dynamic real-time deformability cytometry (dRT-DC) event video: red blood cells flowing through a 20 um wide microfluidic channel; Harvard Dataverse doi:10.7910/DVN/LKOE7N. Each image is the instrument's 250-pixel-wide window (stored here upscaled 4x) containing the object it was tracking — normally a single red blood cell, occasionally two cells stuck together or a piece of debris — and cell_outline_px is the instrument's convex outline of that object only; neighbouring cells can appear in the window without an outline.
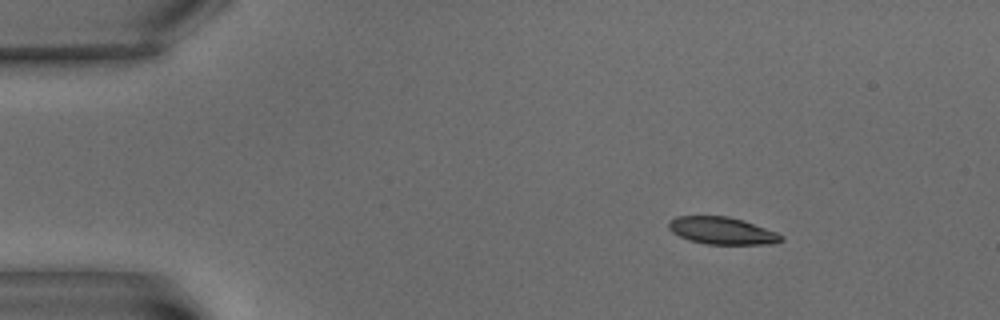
{"species": "common noctule bat (a hibernating species)", "species_latin": "Nyctalus noctula", "temperature_condition": "warm", "stored_images_in_passage": 4, "camera_frame_rate_fps": 3000, "um_per_image_px": 0.085, "animal": {"sex": "male", "body_mass_g": 15.6}, "frame": {"image": 1, "passage_image": 1, "time_ms": 0.0, "image_size_px": [1000, 320], "cell_outline_px": [[784, 240], [772, 244], [704, 244], [688, 240], [672, 232], [668, 228], [668, 220], [676, 216], [728, 216], [776, 232], [784, 236]], "centroid_in_image_um": [61.33, 19.62], "position_along_channel_um": 23.7, "area_um2": 17.8}}